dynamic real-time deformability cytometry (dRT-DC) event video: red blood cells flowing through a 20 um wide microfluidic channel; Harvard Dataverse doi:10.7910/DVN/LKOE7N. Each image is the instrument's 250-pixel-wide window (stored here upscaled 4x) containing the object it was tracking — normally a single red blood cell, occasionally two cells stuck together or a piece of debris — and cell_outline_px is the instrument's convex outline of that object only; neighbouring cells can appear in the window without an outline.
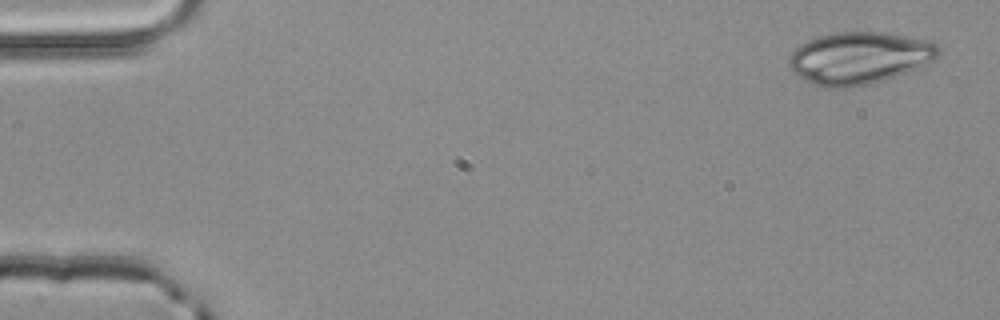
{"species": "common noctule bat (a hibernating species)", "species_latin": "Nyctalus noctula", "temperature_condition": "room temperature", "stored_images_in_passage": 3, "camera_frame_rate_fps": 3000, "um_per_image_px": 0.085, "animal": {"sex": "male", "body_mass_g": 20.4}, "frame": {"image": 1, "passage_image": 1, "time_ms": 0.0, "image_size_px": [1000, 320], "cell_outline_px": [[940, 52], [932, 60], [916, 68], [896, 76], [884, 80], [852, 88], [824, 88], [812, 84], [796, 76], [788, 68], [788, 56], [796, 48], [808, 40], [820, 36], [836, 32], [884, 32], [924, 40], [936, 44], [940, 48]], "centroid_in_image_um": [72.96, 4.95], "position_along_channel_um": 12.0, "area_um2": 45.37}}